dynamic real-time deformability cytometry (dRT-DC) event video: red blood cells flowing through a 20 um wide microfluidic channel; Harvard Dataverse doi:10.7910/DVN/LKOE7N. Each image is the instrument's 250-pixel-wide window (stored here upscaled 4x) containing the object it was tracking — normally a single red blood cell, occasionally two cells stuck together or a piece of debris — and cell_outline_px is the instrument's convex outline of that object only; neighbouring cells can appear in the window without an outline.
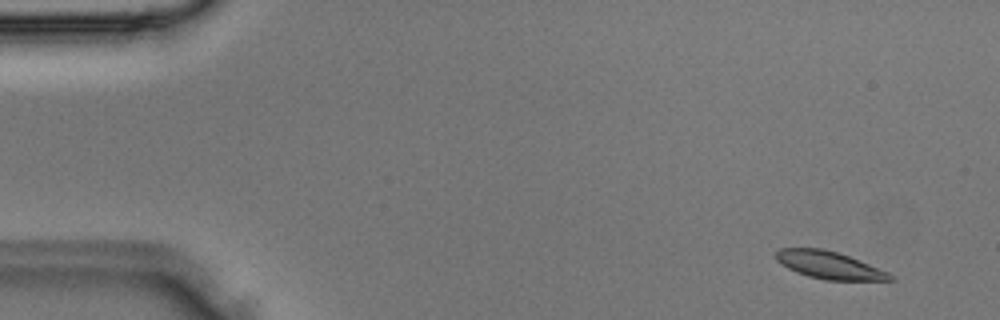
{"species": "Egyptian fruit bat (a non-hibernating species)", "species_latin": "Rousettus aegyptiacus", "temperature_condition": "room temperature", "stored_images_in_passage": 3, "camera_frame_rate_fps": 3000, "um_per_image_px": 0.085, "animal": {"sex": "male"}, "frame": {"image": 1, "passage_image": 1, "time_ms": 0.0, "image_size_px": [1000, 320], "cell_outline_px": [[896, 280], [824, 280], [808, 276], [796, 272], [780, 264], [776, 260], [776, 252], [780, 248], [820, 248], [836, 252], [848, 256], [888, 272]], "centroid_in_image_um": [70.44, 22.54], "position_along_channel_um": 14.6, "area_um2": 18.03}}